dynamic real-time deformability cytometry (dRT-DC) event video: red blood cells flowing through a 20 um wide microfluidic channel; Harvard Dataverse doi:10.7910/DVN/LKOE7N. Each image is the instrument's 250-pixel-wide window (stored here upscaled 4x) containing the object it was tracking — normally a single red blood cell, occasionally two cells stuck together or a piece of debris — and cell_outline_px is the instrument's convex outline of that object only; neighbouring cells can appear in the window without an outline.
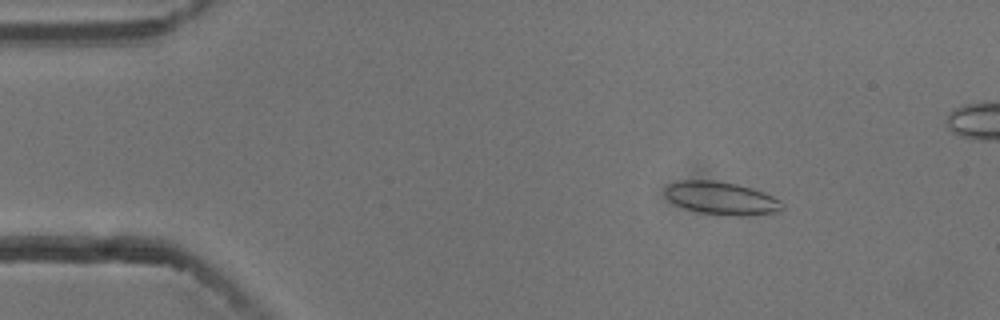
{"species": "common noctule bat (a hibernating species)", "species_latin": "Nyctalus noctula", "temperature_condition": "cold", "stored_images_in_passage": 55, "camera_frame_rate_fps": 3000, "um_per_image_px": 0.085, "animal": {"sex": "male", "body_mass_g": 13.3}, "frame": {"image": 1, "passage_image": 8, "time_ms": 2.333, "image_size_px": [1000, 320], "cell_outline_px": [[784, 208], [780, 212], [752, 216], [736, 216], [700, 212], [684, 208], [668, 200], [664, 192], [664, 188], [668, 184], [680, 180], [712, 180], [736, 184], [752, 188], [764, 192], [780, 200], [784, 204]], "centroid_in_image_um": [61.35, 16.85], "position_along_channel_um": 23.7, "area_um2": 22.72}}
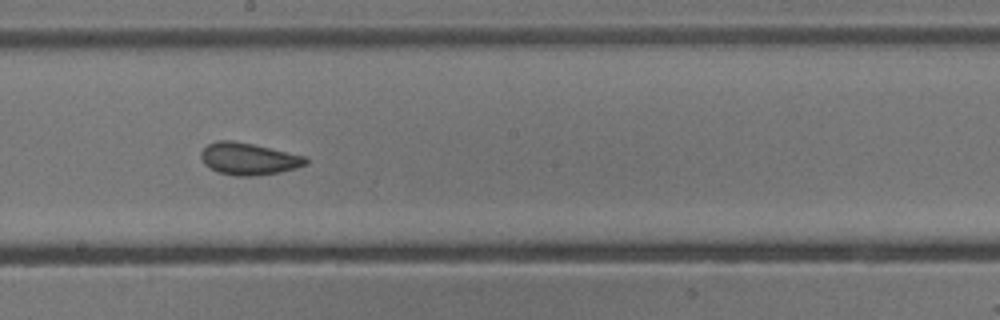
{"frame": {"image": 2, "passage_image": 30, "time_ms": 9.667, "image_size_px": [1000, 320], "cell_outline_px": [[308, 164], [296, 168], [280, 172], [252, 176], [236, 176], [216, 172], [204, 164], [200, 156], [200, 152], [208, 144], [216, 140], [232, 140], [252, 144], [304, 156], [308, 160]], "centroid_in_image_um": [21.09, 13.5], "position_along_channel_um": 227.1, "area_um2": 19.54}}
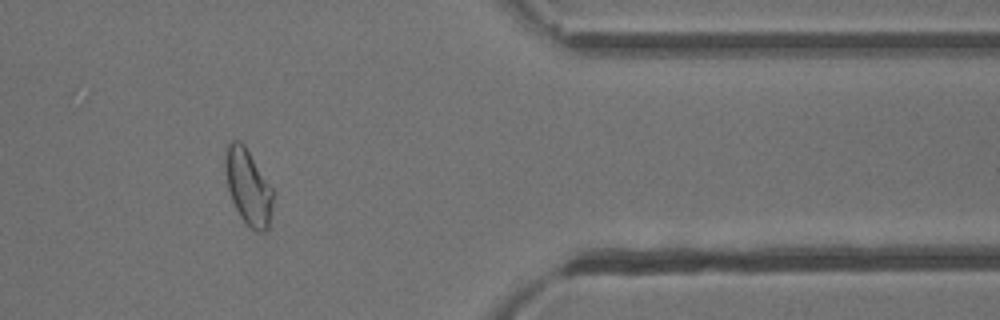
{"frame": {"image": 3, "passage_image": 45, "time_ms": 14.667, "image_size_px": [1000, 320], "cell_outline_px": [[272, 204], [268, 228], [264, 232], [260, 232], [252, 228], [240, 216], [232, 200], [228, 188], [224, 172], [224, 152], [228, 144], [232, 140], [240, 140], [244, 144], [272, 188]], "centroid_in_image_um": [21.06, 15.84], "position_along_channel_um": 390.3, "area_um2": 20.81}, "authors_computed_cell_mechanics": {"area_um2": 20.808, "velocity_mm_per_s": 3.7522, "shape_relaxation_time_tau1_ms": null, "shape_relaxation_time_tau2_ms": 1.784, "deformation_change_tau1": null, "deformation_change_tau2": 0.0721}}